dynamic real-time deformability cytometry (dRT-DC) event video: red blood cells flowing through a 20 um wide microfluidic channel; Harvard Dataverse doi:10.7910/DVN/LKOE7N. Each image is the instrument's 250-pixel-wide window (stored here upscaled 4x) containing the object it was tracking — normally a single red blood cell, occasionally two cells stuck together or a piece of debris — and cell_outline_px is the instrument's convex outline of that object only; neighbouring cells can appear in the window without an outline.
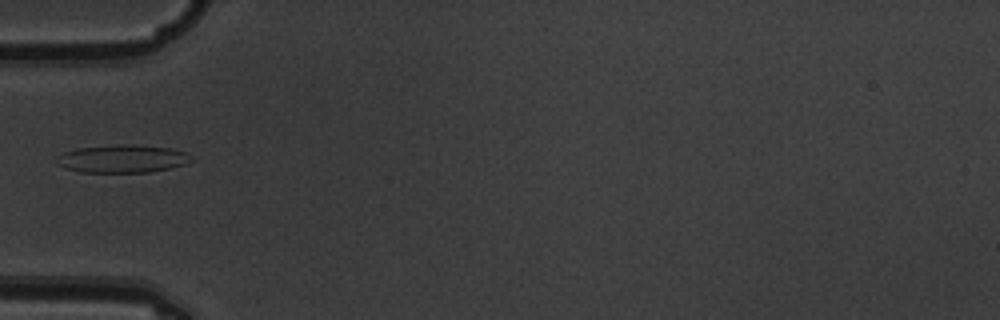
{"species": "common noctule bat (a hibernating species)", "species_latin": "Nyctalus noctula", "temperature_condition": "warm", "stored_images_in_passage": 1, "camera_frame_rate_fps": 3000, "um_per_image_px": 0.085, "animal": {"sex": "male", "body_mass_g": 19.5, "forearm_length_mm": 54.6}, "frame": {"image": 1, "passage_image": 1, "time_ms": 0.0, "image_size_px": [1000, 320], "cell_outline_px": [[192, 160], [184, 164], [172, 168], [148, 172], [80, 172], [56, 164], [52, 160], [56, 156], [64, 152], [80, 148], [120, 144], [132, 144], [168, 148], [184, 152], [192, 156]], "centroid_in_image_um": [10.37, 13.49], "position_along_channel_um": 74.6, "area_um2": 21.85}}